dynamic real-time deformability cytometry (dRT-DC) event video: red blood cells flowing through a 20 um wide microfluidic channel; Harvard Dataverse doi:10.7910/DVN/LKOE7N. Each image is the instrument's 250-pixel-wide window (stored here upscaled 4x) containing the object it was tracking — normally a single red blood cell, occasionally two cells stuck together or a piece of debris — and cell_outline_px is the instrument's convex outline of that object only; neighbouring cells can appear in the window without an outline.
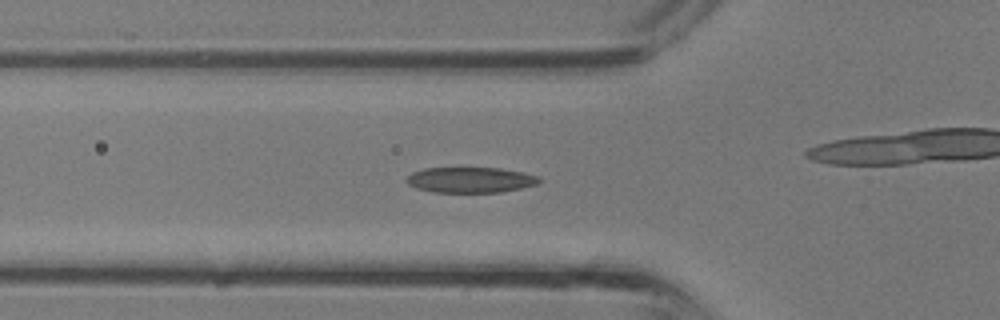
{"species": "common noctule bat (a hibernating species)", "species_latin": "Nyctalus noctula", "temperature_condition": "room temperature", "stored_images_in_passage": 30, "camera_frame_rate_fps": 3000, "um_per_image_px": 0.085, "animal": {"sex": "male", "body_mass_g": 13.3}, "frame": {"image": 1, "passage_image": 7, "time_ms": 2.0, "image_size_px": [1000, 320], "cell_outline_px": [[540, 180], [536, 184], [520, 188], [500, 192], [432, 192], [416, 188], [408, 184], [404, 180], [412, 172], [424, 168], [500, 168], [524, 172], [540, 176]], "centroid_in_image_um": [39.96, 15.28], "position_along_channel_um": 85.8, "area_um2": 19.77}}
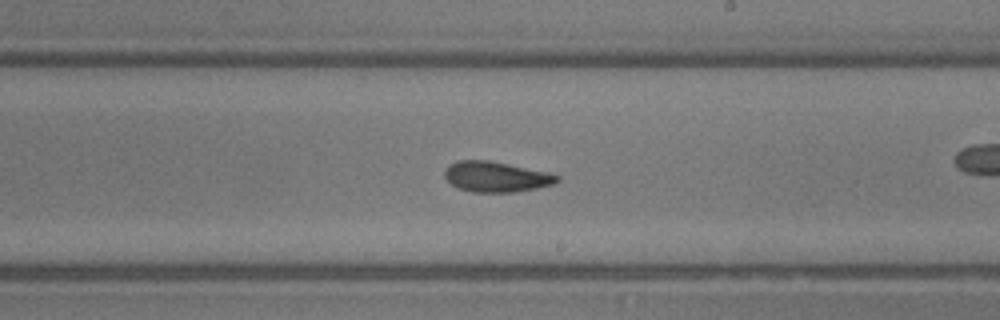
{"frame": {"image": 2, "passage_image": 15, "time_ms": 4.667, "image_size_px": [1000, 320], "cell_outline_px": [[560, 180], [552, 184], [536, 188], [516, 192], [472, 192], [460, 188], [452, 184], [444, 176], [444, 172], [448, 164], [456, 160], [488, 160], [548, 172], [560, 176]], "centroid_in_image_um": [42.15, 15.02], "position_along_channel_um": 246.8, "area_um2": 19.88}}
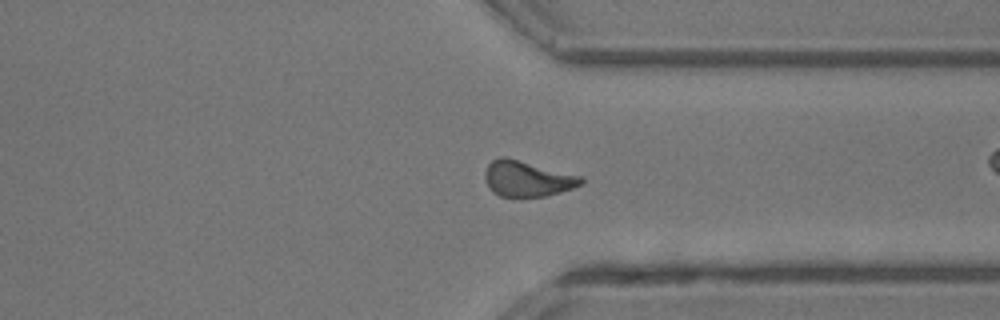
{"frame": {"image": 3, "passage_image": 21, "time_ms": 6.667, "image_size_px": [1000, 320], "cell_outline_px": [[584, 184], [560, 192], [544, 196], [500, 196], [492, 192], [484, 176], [484, 172], [488, 164], [492, 160], [500, 156], [504, 156], [584, 176]], "centroid_in_image_um": [44.84, 15.17], "position_along_channel_um": 366.6, "area_um2": 20.06}}